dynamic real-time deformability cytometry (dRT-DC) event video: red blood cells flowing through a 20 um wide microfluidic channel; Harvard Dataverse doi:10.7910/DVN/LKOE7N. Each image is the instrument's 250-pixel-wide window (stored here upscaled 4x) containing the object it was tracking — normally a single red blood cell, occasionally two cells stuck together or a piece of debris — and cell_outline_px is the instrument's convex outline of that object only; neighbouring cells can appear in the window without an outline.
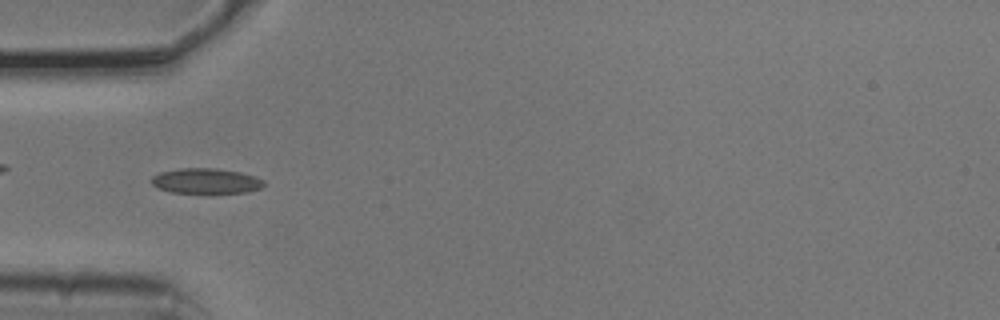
{"species": "common noctule bat (a hibernating species)", "species_latin": "Nyctalus noctula", "temperature_condition": "cold", "stored_images_in_passage": 42, "camera_frame_rate_fps": 3000, "um_per_image_px": 0.085, "animal": {"sex": "male", "body_mass_g": 20.5, "forearm_length_mm": 52.5}, "frame": {"image": 1, "passage_image": 12, "time_ms": 3.667, "image_size_px": [1000, 320], "cell_outline_px": [[264, 184], [260, 188], [248, 192], [172, 192], [156, 188], [152, 184], [152, 176], [160, 172], [180, 168], [216, 168], [240, 172], [256, 176], [264, 180]], "centroid_in_image_um": [17.5, 15.37], "position_along_channel_um": 67.5, "area_um2": 16.42}}
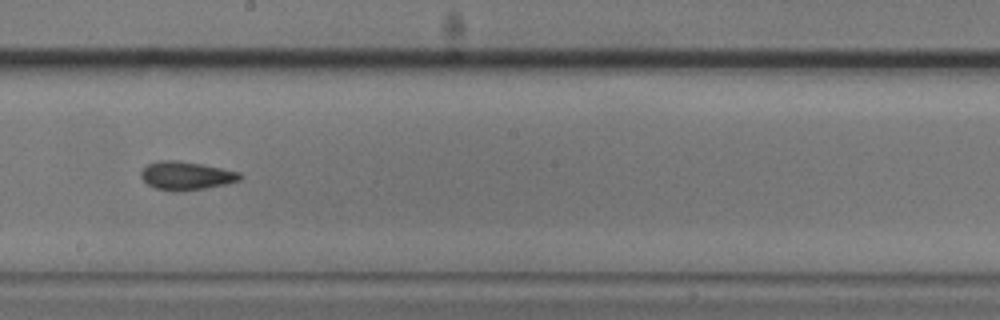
{"frame": {"image": 2, "passage_image": 25, "time_ms": 8.0, "image_size_px": [1000, 320], "cell_outline_px": [[244, 176], [240, 180], [224, 184], [204, 188], [180, 192], [176, 192], [156, 188], [148, 184], [140, 176], [140, 172], [148, 164], [160, 160], [176, 160], [200, 164], [240, 172]], "centroid_in_image_um": [15.82, 14.94], "position_along_channel_um": 232.4, "area_um2": 16.24}}
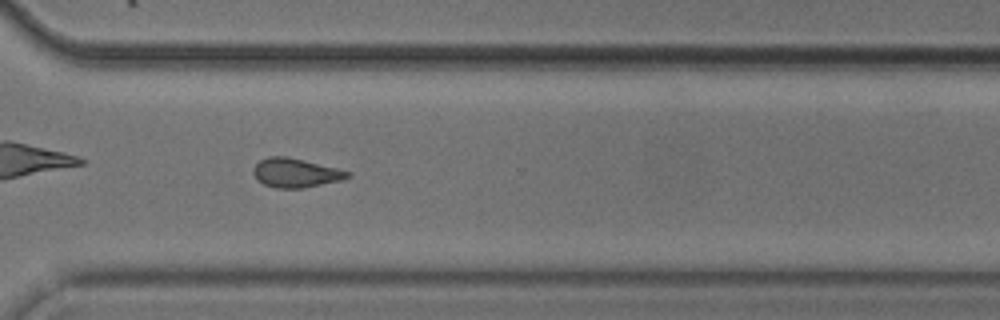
{"frame": {"image": 3, "passage_image": 34, "time_ms": 11.0, "image_size_px": [1000, 320], "cell_outline_px": [[352, 176], [340, 180], [304, 188], [276, 188], [264, 184], [256, 180], [252, 172], [256, 164], [260, 160], [268, 156], [288, 156], [352, 172]], "centroid_in_image_um": [25.11, 14.69], "position_along_channel_um": 345.5, "area_um2": 16.01}, "authors_computed_cell_mechanics": {"area_um2": 16.0973, "velocity_mm_per_s": 3.7866, "shape_relaxation_time_tau1_ms": 5.1393, "shape_relaxation_time_tau2_ms": 2.9433, "deformation_change_tau1": 0.1097, "deformation_change_tau2": 0.0729}}